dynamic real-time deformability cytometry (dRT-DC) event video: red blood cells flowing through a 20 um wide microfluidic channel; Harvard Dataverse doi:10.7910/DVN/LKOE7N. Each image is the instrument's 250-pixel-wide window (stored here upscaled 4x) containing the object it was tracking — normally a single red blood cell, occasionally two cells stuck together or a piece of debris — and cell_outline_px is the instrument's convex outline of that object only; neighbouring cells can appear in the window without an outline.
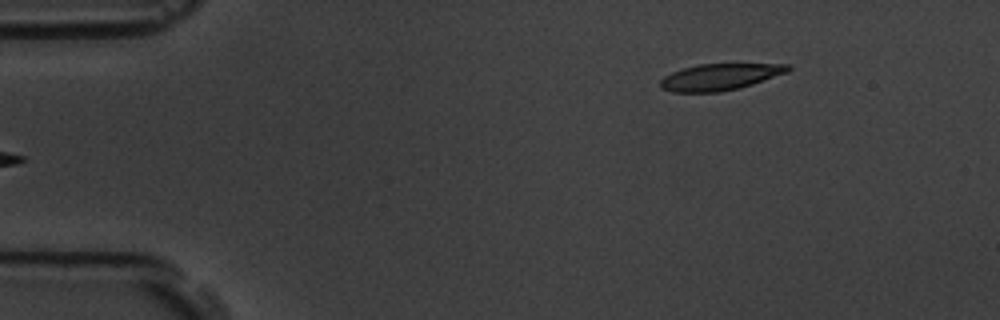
{"species": "common noctule bat (a hibernating species)", "species_latin": "Nyctalus noctula", "temperature_condition": "room temperature", "stored_images_in_passage": 5, "camera_frame_rate_fps": 3000, "um_per_image_px": 0.085, "animal": {"sex": "male", "body_mass_g": 19.5, "forearm_length_mm": 54.6}, "frame": {"image": 1, "passage_image": 5, "time_ms": 4.667, "image_size_px": [1000, 320], "cell_outline_px": [[792, 68], [788, 72], [740, 88], [720, 92], [672, 92], [660, 88], [660, 80], [664, 76], [672, 72], [684, 68], [700, 64], [788, 64]], "centroid_in_image_um": [61.18, 6.54], "position_along_channel_um": 23.8, "area_um2": 19.65}}